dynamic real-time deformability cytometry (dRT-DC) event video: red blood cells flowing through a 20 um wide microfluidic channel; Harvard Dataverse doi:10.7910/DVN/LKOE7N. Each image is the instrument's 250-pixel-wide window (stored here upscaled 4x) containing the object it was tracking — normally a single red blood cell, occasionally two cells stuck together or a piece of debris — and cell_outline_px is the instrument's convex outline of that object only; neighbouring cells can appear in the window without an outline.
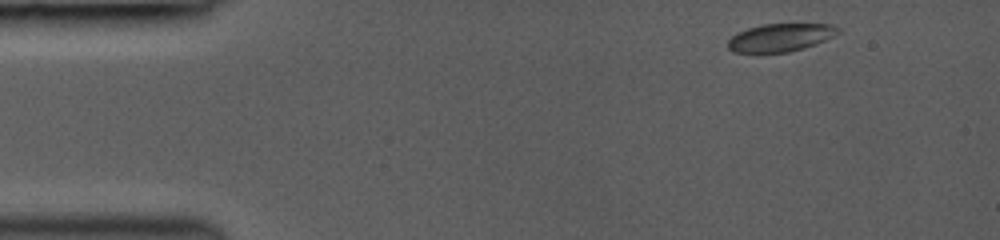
{"species": "common noctule bat (a hibernating species)", "species_latin": "Nyctalus noctula", "temperature_condition": "room temperature", "stored_images_in_passage": 27, "camera_frame_rate_fps": 3000, "um_per_image_px": 0.085, "animal": {"sex": "female", "body_mass_g": 19.0, "forearm_length_mm": 53.3}, "frame": {"image": 1, "passage_image": 1, "time_ms": 0.0, "image_size_px": [1000, 240], "cell_outline_px": [[840, 32], [816, 44], [804, 48], [788, 52], [756, 56], [732, 52], [728, 48], [728, 40], [736, 32], [748, 28], [764, 24], [832, 24], [840, 28]], "centroid_in_image_um": [66.25, 3.24], "position_along_channel_um": 18.8, "area_um2": 18.67}}
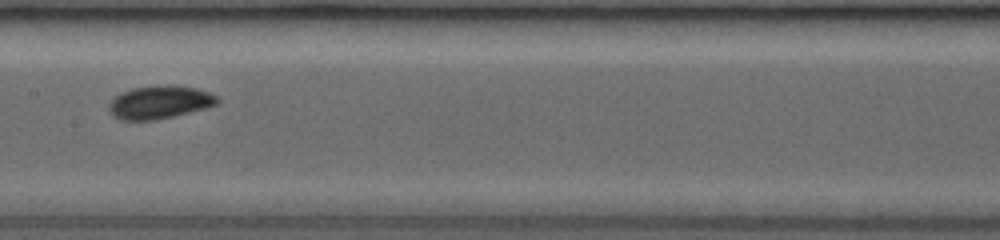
{"frame": {"image": 2, "passage_image": 15, "time_ms": 6.333, "image_size_px": [1000, 240], "cell_outline_px": [[220, 100], [216, 104], [208, 108], [156, 120], [120, 120], [112, 116], [108, 108], [108, 104], [120, 92], [132, 88], [160, 84], [168, 84], [196, 88], [208, 92], [216, 96]], "centroid_in_image_um": [13.55, 8.68], "position_along_channel_um": 193.8, "area_um2": 21.15}}
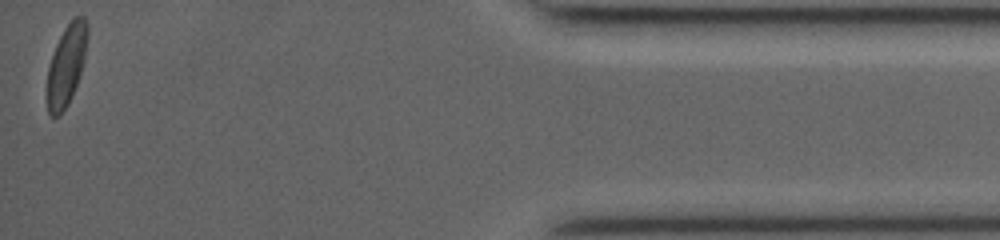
{"frame": {"image": 3, "passage_image": 27, "time_ms": 13.333, "image_size_px": [1000, 240], "cell_outline_px": [[88, 36], [84, 60], [76, 84], [68, 104], [60, 116], [52, 116], [48, 112], [48, 68], [56, 44], [64, 28], [76, 16], [84, 16], [88, 24]], "centroid_in_image_um": [5.66, 5.5], "position_along_channel_um": 429.5, "area_um2": 18.61}, "authors_computed_cell_mechanics": {"area_um2": 19.4208, "velocity_mm_per_s": 4.2335, "shape_relaxation_time_tau1_ms": 2.0724, "shape_relaxation_time_tau2_ms": 1.9197, "deformation_change_tau1": 0.0676, "deformation_change_tau2": 0.0376}}